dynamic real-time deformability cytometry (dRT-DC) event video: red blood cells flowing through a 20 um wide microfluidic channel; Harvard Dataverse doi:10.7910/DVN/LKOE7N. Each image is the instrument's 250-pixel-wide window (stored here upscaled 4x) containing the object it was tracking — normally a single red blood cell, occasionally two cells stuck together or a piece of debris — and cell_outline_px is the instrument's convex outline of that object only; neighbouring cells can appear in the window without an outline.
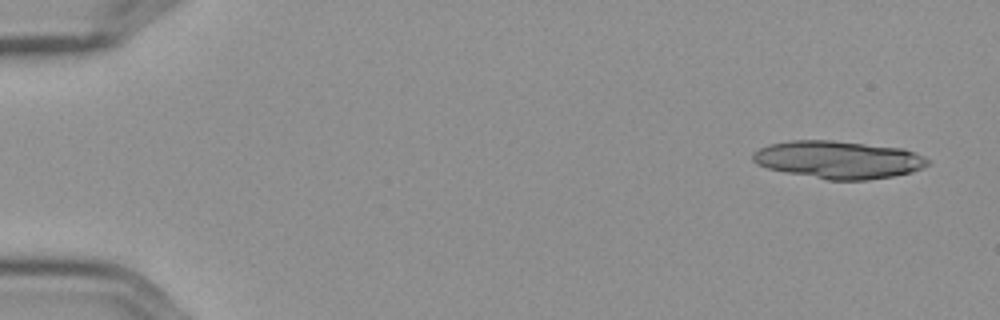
{"species": "Egyptian fruit bat (a non-hibernating species)", "species_latin": "Rousettus aegyptiacus", "temperature_condition": "cold", "stored_images_in_passage": 16, "camera_frame_rate_fps": 3000, "um_per_image_px": 0.085, "frame": {"image": 1, "passage_image": 1, "time_ms": 0.0, "image_size_px": [1000, 320], "cell_outline_px": [[928, 164], [924, 168], [912, 172], [892, 176], [868, 180], [828, 180], [784, 172], [768, 168], [756, 164], [752, 160], [752, 152], [768, 144], [792, 140], [832, 140], [904, 148], [924, 156], [928, 160]], "centroid_in_image_um": [71.25, 13.57], "position_along_channel_um": 13.7, "area_um2": 38.61}}